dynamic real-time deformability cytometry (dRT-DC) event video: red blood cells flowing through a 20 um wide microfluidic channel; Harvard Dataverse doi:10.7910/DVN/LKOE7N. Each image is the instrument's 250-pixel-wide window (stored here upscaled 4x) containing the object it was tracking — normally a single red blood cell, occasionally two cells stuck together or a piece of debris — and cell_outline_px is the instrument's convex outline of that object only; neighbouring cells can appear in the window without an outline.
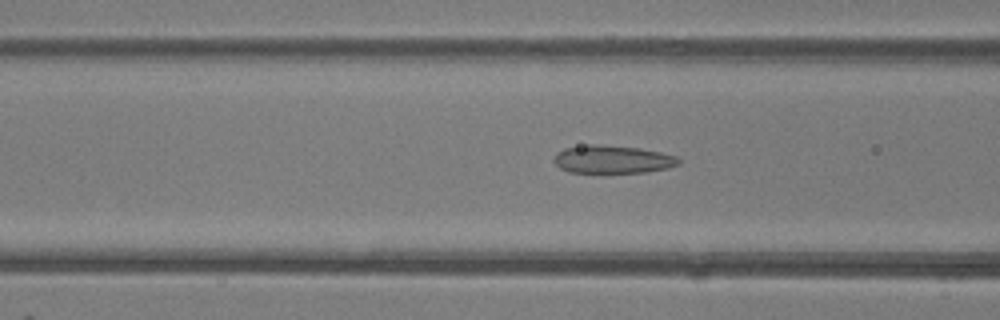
{"species": "common noctule bat (a hibernating species)", "species_latin": "Nyctalus noctula", "temperature_condition": "room temperature", "stored_images_in_passage": 35, "camera_frame_rate_fps": 3000, "um_per_image_px": 0.085, "animal": {"sex": "female"}, "frame": {"image": 1, "passage_image": 5, "time_ms": 1.333, "image_size_px": [1000, 320], "cell_outline_px": [[680, 164], [668, 168], [644, 172], [600, 176], [568, 172], [560, 168], [552, 160], [556, 152], [564, 148], [588, 144], [600, 144], [640, 148], [660, 152], [676, 156], [680, 160]], "centroid_in_image_um": [52.0, 13.59], "position_along_channel_um": 114.6, "area_um2": 21.5}}
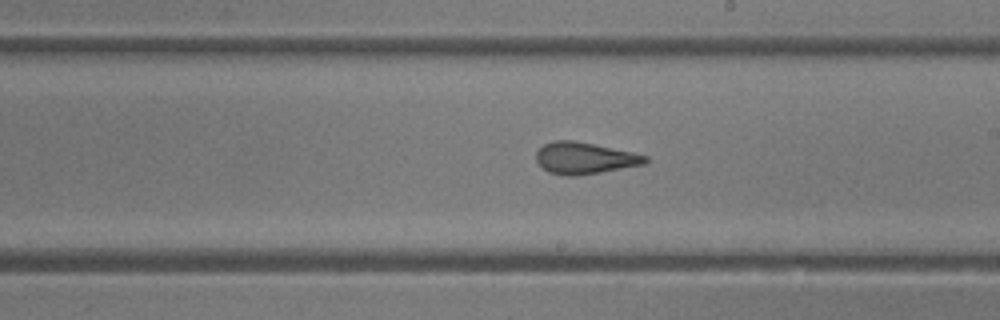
{"frame": {"image": 2, "passage_image": 14, "time_ms": 4.333, "image_size_px": [1000, 320], "cell_outline_px": [[648, 160], [644, 164], [572, 176], [568, 176], [548, 172], [536, 160], [536, 152], [544, 144], [552, 140], [572, 140], [632, 152], [648, 156]], "centroid_in_image_um": [49.65, 13.42], "position_along_channel_um": 239.3, "area_um2": 19.65}}
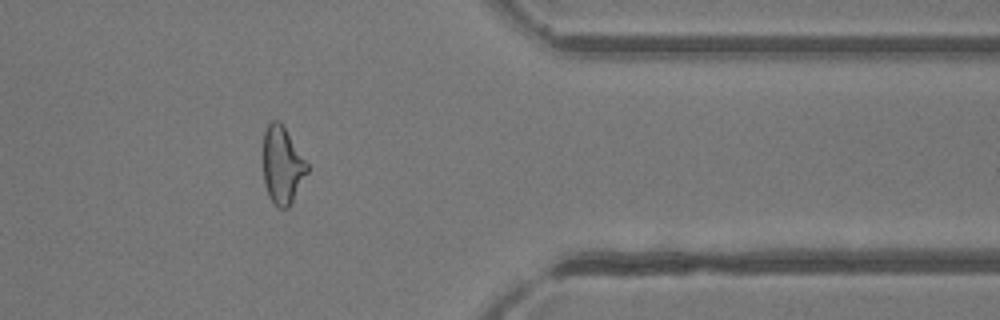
{"frame": {"image": 3, "passage_image": 26, "time_ms": 8.333, "image_size_px": [1000, 320], "cell_outline_px": [[308, 172], [288, 208], [280, 208], [268, 196], [264, 184], [264, 132], [268, 124], [272, 120], [280, 120], [308, 164]], "centroid_in_image_um": [23.99, 14.03], "position_along_channel_um": 387.4, "area_um2": 19.59}, "authors_computed_cell_mechanics": {"area_um2": 20.3456, "velocity_mm_per_s": 4.1434, "shape_relaxation_time_tau1_ms": null, "shape_relaxation_time_tau2_ms": 1.459, "deformation_change_tau1": null, "deformation_change_tau2": 0.093}}